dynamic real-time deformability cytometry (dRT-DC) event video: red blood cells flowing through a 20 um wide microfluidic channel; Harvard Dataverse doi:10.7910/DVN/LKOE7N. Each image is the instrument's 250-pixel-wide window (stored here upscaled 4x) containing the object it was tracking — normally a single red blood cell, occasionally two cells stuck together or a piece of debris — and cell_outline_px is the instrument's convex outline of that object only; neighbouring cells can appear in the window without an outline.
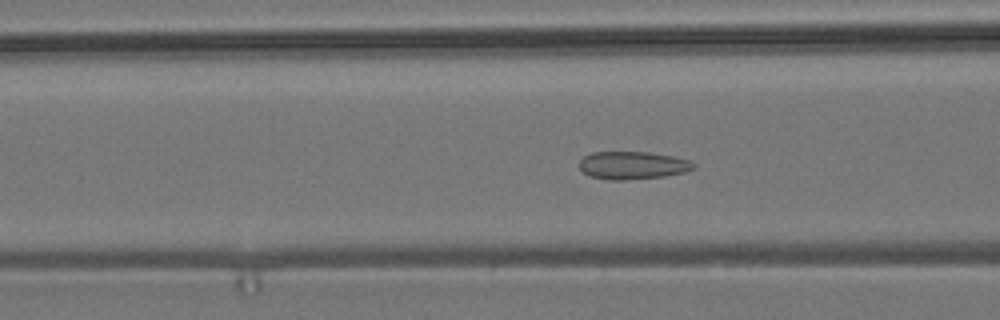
{"species": "common noctule bat (a hibernating species)", "species_latin": "Nyctalus noctula", "temperature_condition": "room temperature", "stored_images_in_passage": 56, "camera_frame_rate_fps": 3000, "um_per_image_px": 0.085, "animal": {"sex": "male", "body_mass_g": 19.2, "forearm_length_mm": 51.8}, "frame": {"image": 1, "passage_image": 22, "time_ms": 7.0, "image_size_px": [1000, 320], "cell_outline_px": [[696, 168], [684, 172], [664, 176], [620, 180], [608, 180], [592, 176], [584, 172], [580, 168], [580, 160], [584, 156], [592, 152], [648, 152], [672, 156], [688, 160], [696, 164]], "centroid_in_image_um": [53.78, 14.04], "position_along_channel_um": 112.8, "area_um2": 18.32}}
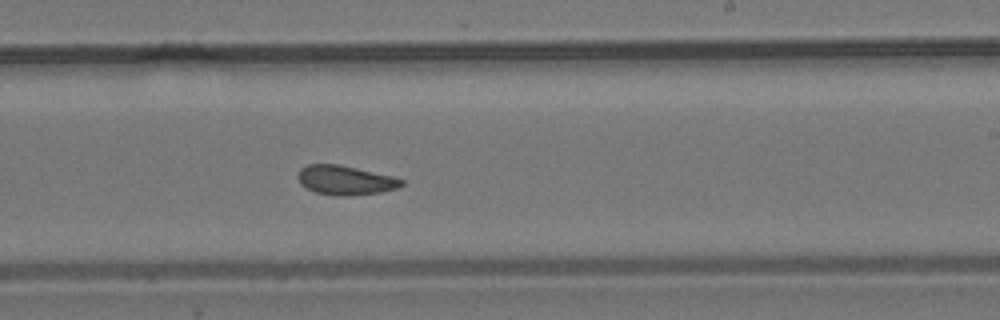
{"frame": {"image": 2, "passage_image": 34, "time_ms": 11.0, "image_size_px": [1000, 320], "cell_outline_px": [[404, 184], [396, 188], [380, 192], [344, 196], [336, 196], [316, 192], [300, 184], [296, 176], [300, 168], [308, 164], [336, 164], [392, 176], [404, 180]], "centroid_in_image_um": [29.31, 15.31], "position_along_channel_um": 259.7, "area_um2": 17.51}}
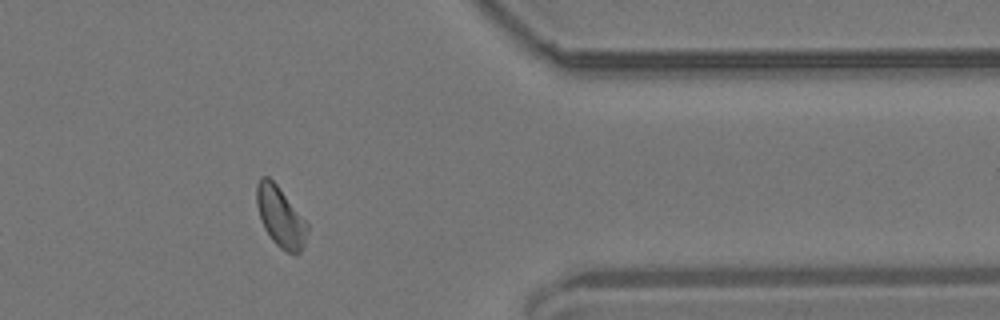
{"frame": {"image": 3, "passage_image": 46, "time_ms": 15.0, "image_size_px": [1000, 320], "cell_outline_px": [[308, 228], [304, 244], [300, 252], [288, 252], [280, 248], [272, 240], [264, 228], [256, 204], [256, 184], [260, 176], [268, 176], [276, 184], [308, 224]], "centroid_in_image_um": [23.81, 18.41], "position_along_channel_um": 387.6, "area_um2": 17.46}, "authors_computed_cell_mechanics": {"area_um2": 18.0047, "velocity_mm_per_s": 3.6715, "shape_relaxation_time_tau1_ms": null, "shape_relaxation_time_tau2_ms": 1.3839, "deformation_change_tau1": null, "deformation_change_tau2": 0.0588}}